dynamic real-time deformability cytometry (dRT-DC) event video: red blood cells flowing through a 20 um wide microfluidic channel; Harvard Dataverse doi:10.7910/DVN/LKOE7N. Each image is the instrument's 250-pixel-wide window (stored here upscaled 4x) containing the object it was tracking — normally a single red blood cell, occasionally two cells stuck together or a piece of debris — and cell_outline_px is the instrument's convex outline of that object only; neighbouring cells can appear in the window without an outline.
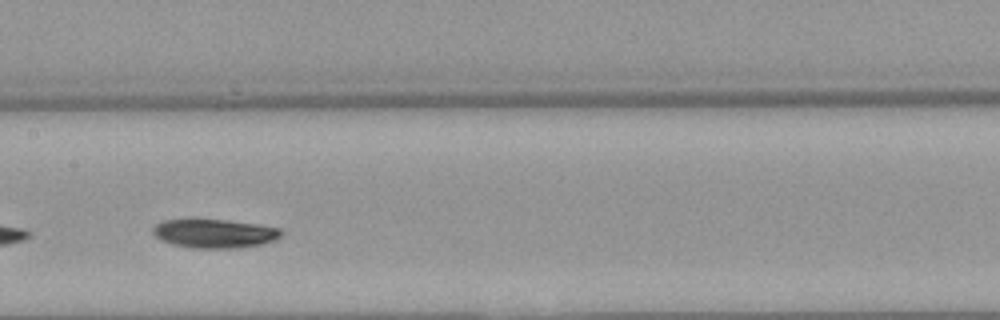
{"species": "Egyptian fruit bat (a non-hibernating species)", "species_latin": "Rousettus aegyptiacus", "temperature_condition": "warm", "stored_images_in_passage": 33, "camera_frame_rate_fps": 3000, "um_per_image_px": 0.085, "animal": {"sex": "female"}, "frame": {"image": 1, "passage_image": 17, "time_ms": 5.333, "image_size_px": [1000, 320], "cell_outline_px": [[284, 232], [276, 240], [264, 244], [240, 248], [192, 248], [172, 244], [160, 240], [152, 232], [152, 228], [156, 224], [164, 220], [188, 216], [192, 216], [228, 220], [260, 224], [280, 228]], "centroid_in_image_um": [18.21, 19.8], "position_along_channel_um": 189.2, "area_um2": 22.72}}
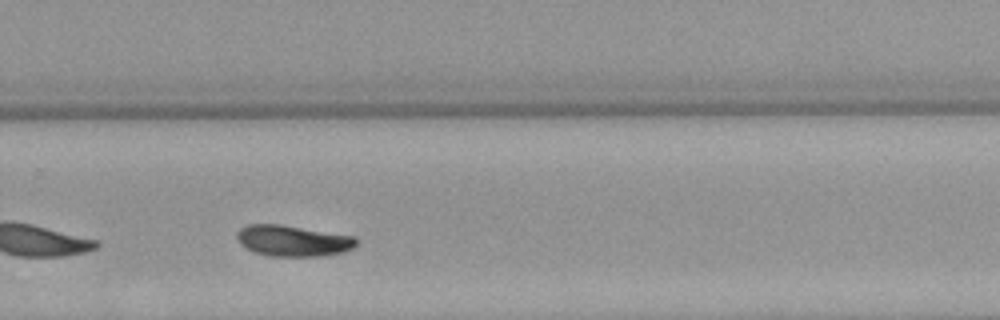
{"frame": {"image": 2, "passage_image": 26, "time_ms": 8.333, "image_size_px": [1000, 320], "cell_outline_px": [[356, 244], [352, 248], [344, 252], [320, 256], [272, 256], [256, 252], [240, 244], [236, 236], [236, 232], [240, 228], [248, 224], [280, 224], [356, 236]], "centroid_in_image_um": [24.9, 20.45], "position_along_channel_um": 304.9, "area_um2": 21.56}}
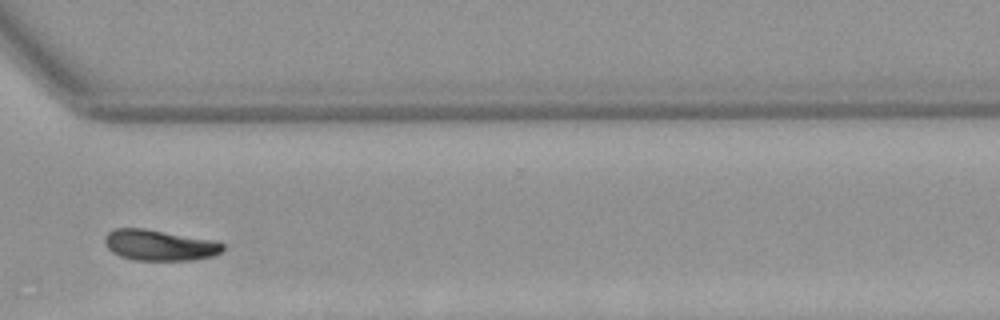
{"frame": {"image": 3, "passage_image": 30, "time_ms": 9.667, "image_size_px": [1000, 320], "cell_outline_px": [[224, 248], [220, 252], [212, 256], [192, 260], [132, 260], [120, 256], [112, 252], [108, 248], [104, 240], [104, 236], [108, 232], [116, 228], [144, 228], [216, 240], [224, 244]], "centroid_in_image_um": [13.55, 20.83], "position_along_channel_um": 357.0, "area_um2": 21.33}, "authors_computed_cell_mechanics": {"area_um2": 21.964, "velocity_mm_per_s": 3.872, "shape_relaxation_time_tau1_ms": 2.616, "shape_relaxation_time_tau2_ms": null, "deformation_change_tau1": 0.1305, "deformation_change_tau2": null}}